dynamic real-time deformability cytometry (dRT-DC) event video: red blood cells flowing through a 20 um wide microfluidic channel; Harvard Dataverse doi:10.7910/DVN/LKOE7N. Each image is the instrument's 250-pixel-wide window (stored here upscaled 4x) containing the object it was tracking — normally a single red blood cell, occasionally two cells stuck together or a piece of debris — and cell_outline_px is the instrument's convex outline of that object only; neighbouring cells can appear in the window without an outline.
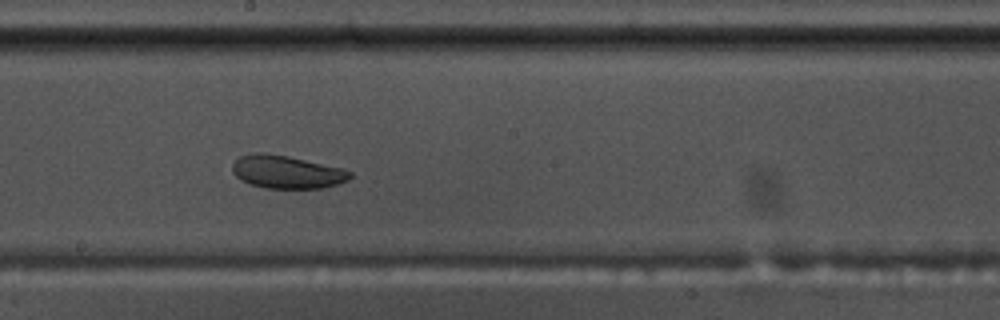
{"species": "common noctule bat (a hibernating species)", "species_latin": "Nyctalus noctula", "temperature_condition": "warm", "stored_images_in_passage": 56, "camera_frame_rate_fps": 3000, "um_per_image_px": 0.085, "animal": {"sex": "male", "body_mass_g": 17.5, "forearm_length_mm": 52.3}, "frame": {"image": 1, "passage_image": 31, "time_ms": 10.0, "image_size_px": [1000, 320], "cell_outline_px": [[352, 176], [348, 180], [324, 188], [264, 188], [240, 180], [232, 172], [232, 164], [240, 156], [252, 152], [264, 152], [288, 156], [344, 168], [352, 172]], "centroid_in_image_um": [24.37, 14.6], "position_along_channel_um": 223.8, "area_um2": 22.77}}
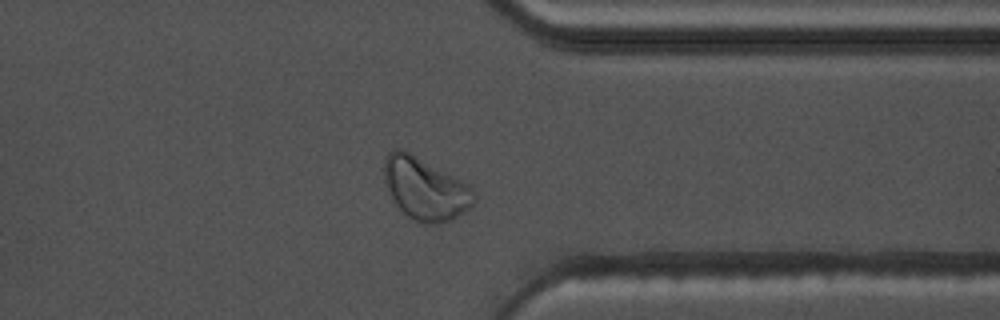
{"frame": {"image": 2, "passage_image": 44, "time_ms": 14.333, "image_size_px": [1000, 320], "cell_outline_px": [[476, 200], [464, 212], [440, 224], [420, 224], [408, 216], [396, 204], [384, 180], [384, 160], [388, 152], [396, 148], [400, 148], [408, 152], [468, 184], [472, 188], [476, 196]], "centroid_in_image_um": [36.13, 16.06], "position_along_channel_um": 375.3, "area_um2": 32.08}}
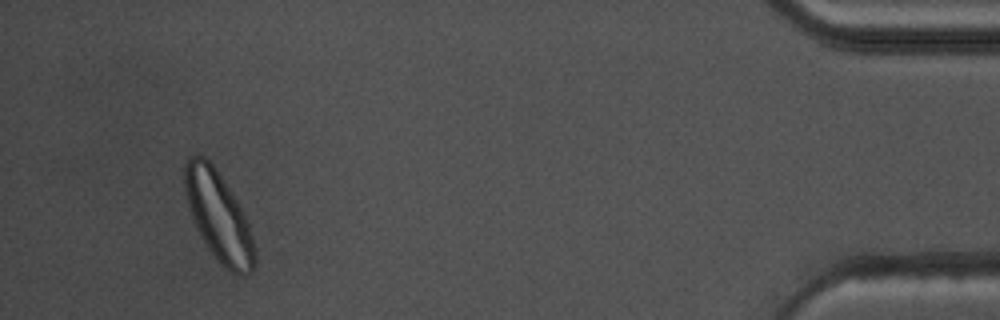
{"frame": {"image": 3, "passage_image": 53, "time_ms": 17.333, "image_size_px": [1000, 320], "cell_outline_px": [[256, 260], [252, 272], [248, 276], [240, 276], [228, 272], [224, 268], [208, 248], [196, 228], [192, 220], [184, 188], [184, 164], [188, 156], [204, 156], [216, 168], [232, 192], [244, 212], [256, 248]], "centroid_in_image_um": [18.6, 18.43], "position_along_channel_um": 416.6, "area_um2": 36.88}, "authors_computed_cell_mechanics": {"area_um2": 27.3683, "velocity_mm_per_s": 3.5769, "shape_relaxation_time_tau1_ms": 4.2944, "shape_relaxation_time_tau2_ms": 3.5329, "deformation_change_tau1": 0.1072, "deformation_change_tau2": 0.0787}}